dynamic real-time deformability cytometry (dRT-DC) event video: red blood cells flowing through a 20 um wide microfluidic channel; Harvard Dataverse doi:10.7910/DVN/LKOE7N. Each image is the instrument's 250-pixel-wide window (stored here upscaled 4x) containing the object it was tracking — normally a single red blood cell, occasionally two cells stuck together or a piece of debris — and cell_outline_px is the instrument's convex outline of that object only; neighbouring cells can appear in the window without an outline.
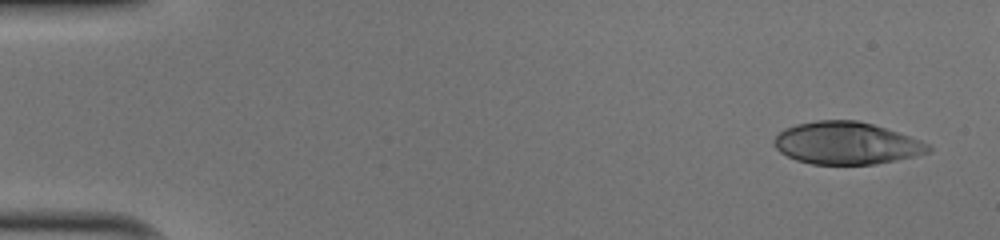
{"species": "human", "species_latin": "Homo sapiens", "temperature_condition": "cold", "stored_images_in_passage": 48, "camera_frame_rate_fps": 3000, "um_per_image_px": 0.085, "donor": {"sex": "male"}, "frame": {"image": 1, "passage_image": 1, "time_ms": 0.0, "image_size_px": [1000, 240], "cell_outline_px": [[932, 152], [896, 160], [876, 164], [812, 164], [796, 160], [780, 152], [776, 148], [772, 140], [784, 128], [796, 124], [816, 120], [856, 120], [872, 124], [920, 140], [928, 144], [932, 148]], "centroid_in_image_um": [71.93, 12.17], "position_along_channel_um": 13.1, "area_um2": 37.92}}
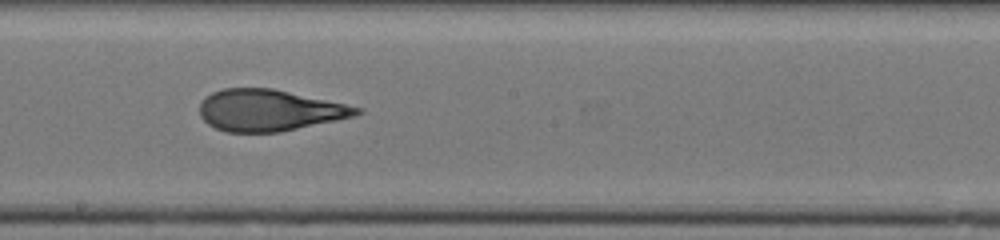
{"frame": {"image": 2, "passage_image": 27, "time_ms": 8.667, "image_size_px": [1000, 240], "cell_outline_px": [[364, 112], [356, 116], [280, 132], [224, 132], [208, 124], [200, 116], [200, 104], [212, 92], [224, 88], [272, 88], [364, 108]], "centroid_in_image_um": [22.91, 9.38], "position_along_channel_um": 225.3, "area_um2": 37.86}}
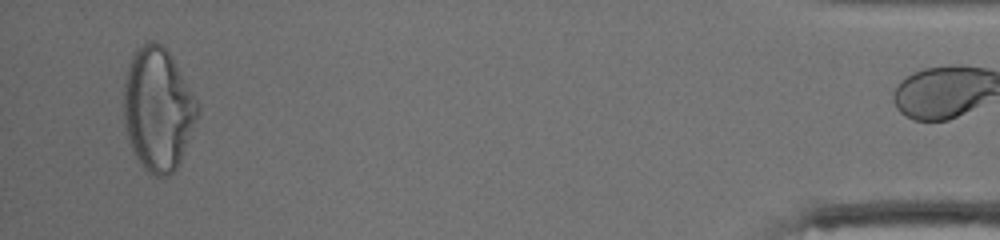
{"frame": {"image": 3, "passage_image": 47, "time_ms": 15.333, "image_size_px": [1000, 240], "cell_outline_px": [[200, 112], [180, 160], [176, 168], [168, 176], [156, 176], [148, 172], [144, 168], [132, 152], [124, 120], [124, 84], [128, 64], [132, 52], [136, 48], [148, 40], [152, 40], [160, 44], [172, 56], [196, 100], [200, 108]], "centroid_in_image_um": [13.41, 9.26], "position_along_channel_um": 421.8, "area_um2": 52.77}, "authors_computed_cell_mechanics": {"area_um2": 38.8994, "velocity_mm_per_s": 4.0602, "shape_relaxation_time_tau1_ms": 8.0584, "shape_relaxation_time_tau2_ms": 1.1957, "deformation_change_tau1": 0.2891, "deformation_change_tau2": 0.092}}